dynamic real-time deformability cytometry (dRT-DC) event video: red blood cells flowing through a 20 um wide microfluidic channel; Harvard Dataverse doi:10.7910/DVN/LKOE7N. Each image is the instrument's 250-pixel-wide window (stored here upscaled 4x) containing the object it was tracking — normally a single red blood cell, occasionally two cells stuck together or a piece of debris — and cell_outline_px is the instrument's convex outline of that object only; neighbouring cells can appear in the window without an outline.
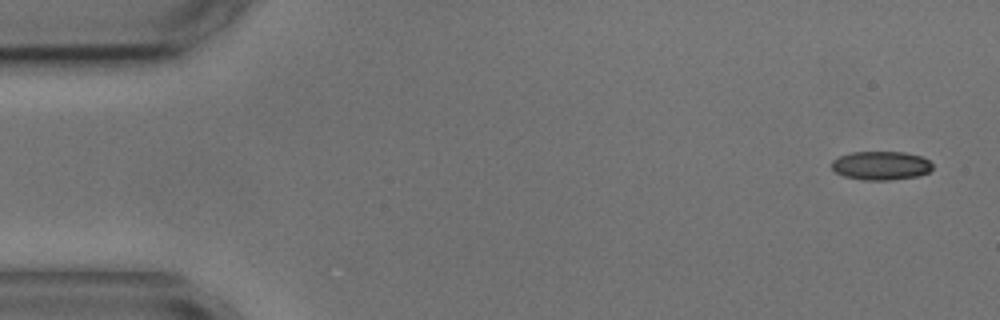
{"species": "common noctule bat (a hibernating species)", "species_latin": "Nyctalus noctula", "temperature_condition": "cold", "stored_images_in_passage": 4, "camera_frame_rate_fps": 3000, "um_per_image_px": 0.085, "animal": {"sex": "male", "body_mass_g": 17.9, "forearm_length_mm": 54.2}, "frame": {"image": 1, "passage_image": 1, "time_ms": 0.0, "image_size_px": [1000, 320], "cell_outline_px": [[932, 168], [928, 172], [916, 176], [892, 180], [864, 180], [844, 176], [836, 172], [832, 168], [832, 160], [840, 156], [852, 152], [904, 152], [920, 156], [928, 160], [932, 164]], "centroid_in_image_um": [74.87, 14.07], "position_along_channel_um": 10.1, "area_um2": 16.76}}
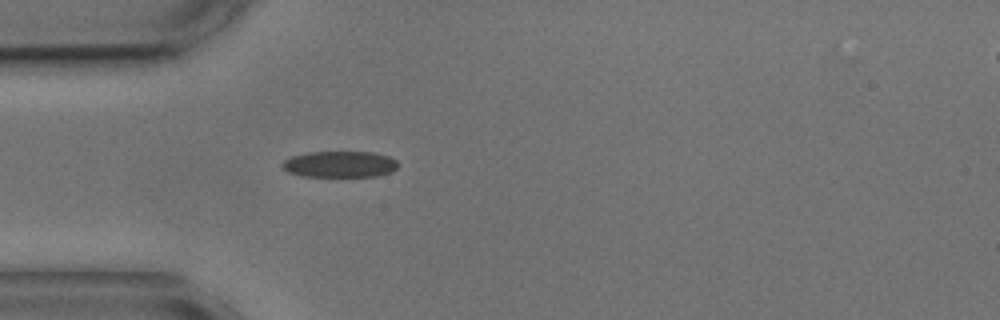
{"frame": {"image": 2, "passage_image": 4, "time_ms": 4.333, "image_size_px": [1000, 320], "cell_outline_px": [[396, 168], [392, 172], [376, 176], [304, 176], [288, 172], [280, 164], [284, 160], [292, 156], [308, 152], [372, 152], [388, 156], [396, 160]], "centroid_in_image_um": [28.87, 13.95], "position_along_channel_um": 56.1, "area_um2": 17.57}}